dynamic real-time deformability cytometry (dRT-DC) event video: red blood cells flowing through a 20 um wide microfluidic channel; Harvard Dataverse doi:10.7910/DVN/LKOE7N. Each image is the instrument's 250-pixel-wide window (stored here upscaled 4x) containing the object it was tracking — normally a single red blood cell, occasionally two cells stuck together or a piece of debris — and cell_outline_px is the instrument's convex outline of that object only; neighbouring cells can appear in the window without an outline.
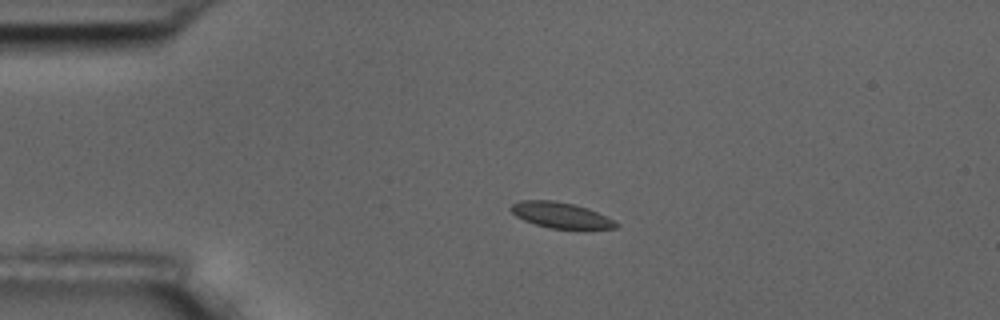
{"species": "common noctule bat (a hibernating species)", "species_latin": "Nyctalus noctula", "temperature_condition": "room temperature", "stored_images_in_passage": 4, "camera_frame_rate_fps": 3000, "um_per_image_px": 0.085, "animal": {"sex": "male", "body_mass_g": 17.5, "forearm_length_mm": 52.3}, "frame": {"image": 1, "passage_image": 3, "time_ms": 2.0, "image_size_px": [1000, 320], "cell_outline_px": [[620, 224], [616, 228], [548, 228], [524, 220], [516, 216], [508, 208], [512, 204], [520, 200], [556, 200], [588, 208]], "centroid_in_image_um": [47.6, 18.27], "position_along_channel_um": 37.4, "area_um2": 15.49}}